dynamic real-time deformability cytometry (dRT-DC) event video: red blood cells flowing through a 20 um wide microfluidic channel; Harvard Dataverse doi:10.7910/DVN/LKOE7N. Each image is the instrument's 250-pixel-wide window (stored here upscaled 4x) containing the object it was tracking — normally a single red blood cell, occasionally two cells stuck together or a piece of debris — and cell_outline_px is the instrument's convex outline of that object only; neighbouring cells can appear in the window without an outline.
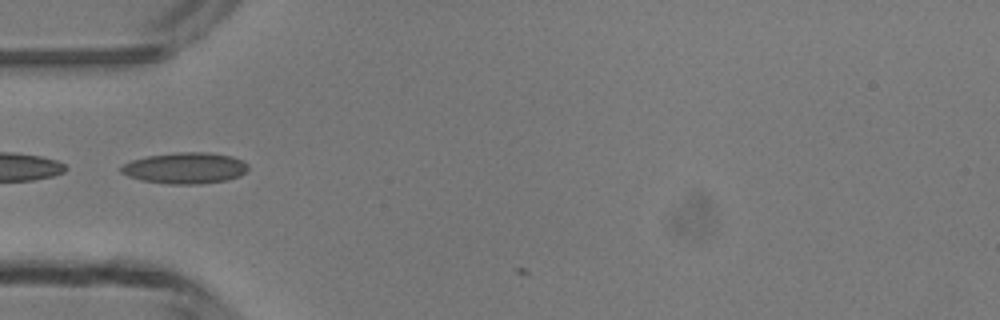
{"species": "common noctule bat (a hibernating species)", "species_latin": "Nyctalus noctula", "temperature_condition": "room temperature", "stored_images_in_passage": 3, "camera_frame_rate_fps": 3000, "um_per_image_px": 0.085, "animal": {"sex": "male", "body_mass_g": 13.3}, "frame": {"image": 1, "passage_image": 2, "time_ms": 0.333, "image_size_px": [1000, 320], "cell_outline_px": [[248, 168], [240, 176], [228, 180], [200, 184], [168, 184], [140, 180], [128, 176], [120, 172], [116, 168], [132, 160], [148, 156], [176, 152], [208, 152], [232, 156], [248, 164]], "centroid_in_image_um": [15.71, 14.29], "position_along_channel_um": 69.3, "area_um2": 23.24}}